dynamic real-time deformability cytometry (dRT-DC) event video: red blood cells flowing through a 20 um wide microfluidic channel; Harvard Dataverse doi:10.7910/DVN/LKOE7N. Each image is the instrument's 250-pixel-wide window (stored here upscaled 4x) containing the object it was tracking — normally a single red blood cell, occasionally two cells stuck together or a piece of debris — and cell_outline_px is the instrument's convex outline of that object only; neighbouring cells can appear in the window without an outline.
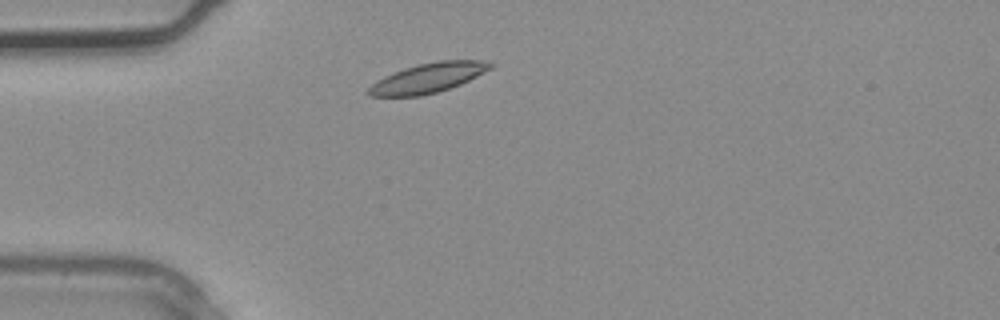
{"species": "common noctule bat (a hibernating species)", "species_latin": "Nyctalus noctula", "temperature_condition": "warm", "stored_images_in_passage": 1, "camera_frame_rate_fps": 3000, "um_per_image_px": 0.085, "animal": {"sex": "male", "body_mass_g": 20.4}, "frame": {"image": 1, "passage_image": 1, "time_ms": 0.0, "image_size_px": [1000, 320], "cell_outline_px": [[496, 64], [492, 68], [460, 84], [436, 92], [420, 96], [368, 96], [364, 92], [376, 80], [384, 76], [404, 68], [416, 64], [440, 60], [488, 60]], "centroid_in_image_um": [36.37, 6.61], "position_along_channel_um": 48.6, "area_um2": 21.15}}